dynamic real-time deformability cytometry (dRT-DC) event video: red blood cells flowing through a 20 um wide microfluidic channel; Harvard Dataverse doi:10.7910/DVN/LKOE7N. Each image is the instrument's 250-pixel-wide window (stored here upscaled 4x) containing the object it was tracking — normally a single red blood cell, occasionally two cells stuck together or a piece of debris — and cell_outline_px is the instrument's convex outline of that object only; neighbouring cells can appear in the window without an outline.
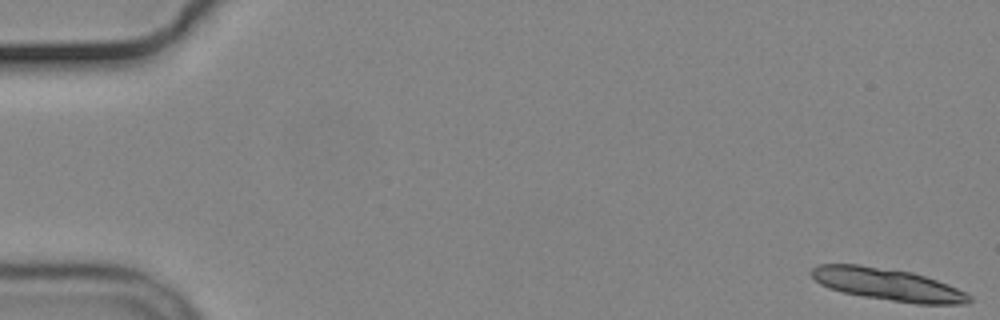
{"species": "common noctule bat (a hibernating species)", "species_latin": "Nyctalus noctula", "temperature_condition": "cold", "stored_images_in_passage": 16, "camera_frame_rate_fps": 3000, "um_per_image_px": 0.085, "animal": {"sex": "male", "body_mass_g": 19.2, "forearm_length_mm": 51.8}, "frame": {"image": 1, "passage_image": 1, "time_ms": 0.0, "image_size_px": [1000, 320], "cell_outline_px": [[972, 300], [968, 304], [916, 304], [864, 296], [844, 292], [828, 288], [820, 284], [808, 272], [812, 268], [820, 264], [860, 264], [912, 272], [936, 280], [956, 288], [972, 296]], "centroid_in_image_um": [75.44, 24.17], "position_along_channel_um": 9.6, "area_um2": 29.48}}